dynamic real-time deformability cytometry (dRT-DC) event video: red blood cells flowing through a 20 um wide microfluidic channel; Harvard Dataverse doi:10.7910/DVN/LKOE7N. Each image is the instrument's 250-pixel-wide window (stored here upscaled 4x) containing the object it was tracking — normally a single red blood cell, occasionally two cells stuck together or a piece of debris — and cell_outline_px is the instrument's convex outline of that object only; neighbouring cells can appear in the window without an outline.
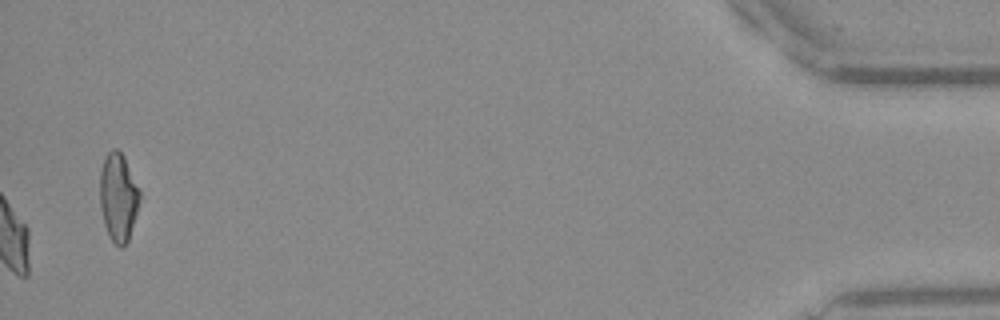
{"species": "Egyptian fruit bat (a non-hibernating species)", "species_latin": "Rousettus aegyptiacus", "temperature_condition": "warm", "stored_images_in_passage": 37, "camera_frame_rate_fps": 3000, "um_per_image_px": 0.085, "frame": {"image": 1, "passage_image": 37, "time_ms": 12.0, "image_size_px": [1000, 320], "cell_outline_px": [[140, 200], [128, 240], [120, 248], [108, 236], [104, 224], [100, 208], [100, 172], [104, 160], [108, 152], [112, 148], [116, 148], [124, 156], [140, 192]], "centroid_in_image_um": [10.04, 16.75], "position_along_channel_um": 425.2, "area_um2": 20.23}, "authors_computed_cell_mechanics": {"area_um2": 20.23, "velocity_mm_per_s": 4.0766, "shape_relaxation_time_tau1_ms": null, "shape_relaxation_time_tau2_ms": 1.9891, "deformation_change_tau1": null, "deformation_change_tau2": 0.0717}}